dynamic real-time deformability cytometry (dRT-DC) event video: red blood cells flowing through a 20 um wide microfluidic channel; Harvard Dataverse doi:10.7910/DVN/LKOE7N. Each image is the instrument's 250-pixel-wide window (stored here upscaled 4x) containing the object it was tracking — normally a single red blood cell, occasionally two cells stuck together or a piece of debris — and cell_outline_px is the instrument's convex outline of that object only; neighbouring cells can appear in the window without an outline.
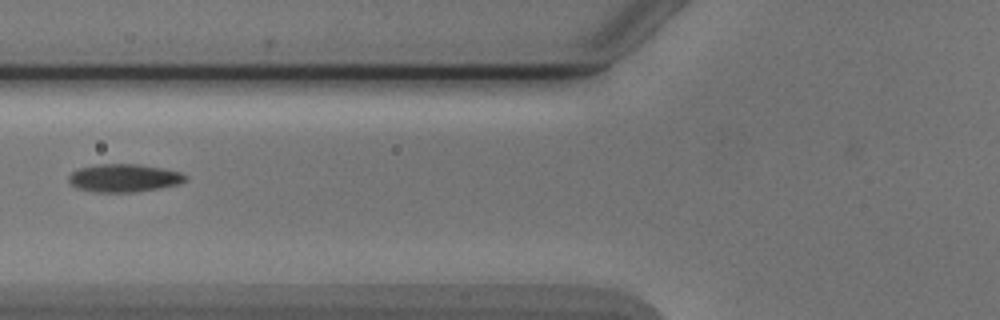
{"species": "Egyptian fruit bat (a non-hibernating species)", "species_latin": "Rousettus aegyptiacus", "temperature_condition": "cold", "stored_images_in_passage": 3, "camera_frame_rate_fps": 3000, "um_per_image_px": 0.085, "animal": {"sex": "male"}, "frame": {"image": 1, "passage_image": 3, "time_ms": 2.333, "image_size_px": [1000, 320], "cell_outline_px": [[188, 176], [180, 184], [160, 188], [136, 192], [96, 192], [76, 188], [68, 180], [68, 176], [72, 172], [80, 168], [100, 164], [136, 164], [160, 168], [180, 172]], "centroid_in_image_um": [10.53, 15.14], "position_along_channel_um": 115.3, "area_um2": 18.9}}